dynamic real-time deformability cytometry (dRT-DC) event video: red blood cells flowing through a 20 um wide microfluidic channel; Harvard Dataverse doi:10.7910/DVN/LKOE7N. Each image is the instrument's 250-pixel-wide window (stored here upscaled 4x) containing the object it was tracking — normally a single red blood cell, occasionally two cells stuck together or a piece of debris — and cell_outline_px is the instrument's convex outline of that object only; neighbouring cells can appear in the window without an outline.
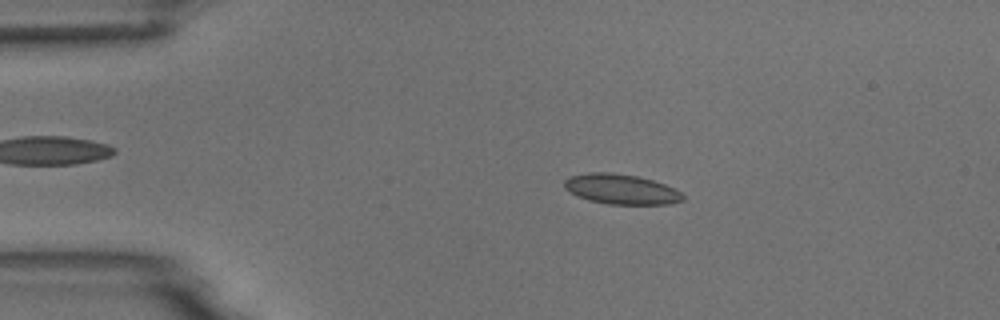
{"species": "common noctule bat (a hibernating species)", "species_latin": "Nyctalus noctula", "temperature_condition": "room temperature", "stored_images_in_passage": 53, "camera_frame_rate_fps": 3000, "um_per_image_px": 0.085, "animal": {"sex": "male", "body_mass_g": 18.8}, "frame": {"image": 1, "passage_image": 10, "time_ms": 3.0, "image_size_px": [1000, 320], "cell_outline_px": [[684, 200], [668, 204], [608, 204], [588, 200], [576, 196], [568, 192], [564, 188], [564, 180], [572, 176], [588, 172], [612, 172], [636, 176], [652, 180], [676, 188], [684, 196]], "centroid_in_image_um": [52.78, 16.08], "position_along_channel_um": 32.2, "area_um2": 20.87}}
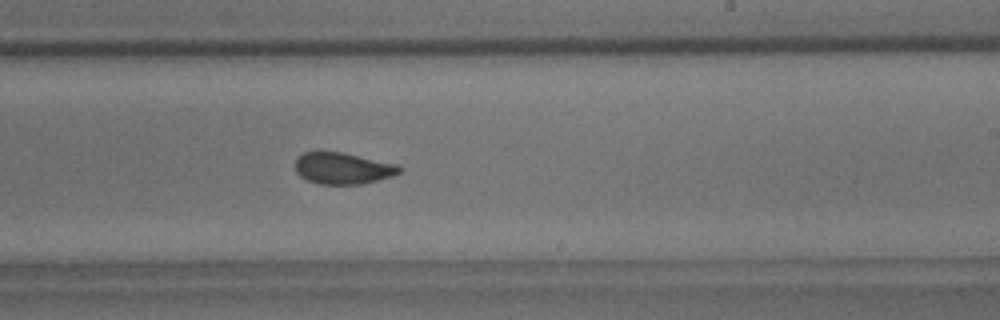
{"frame": {"image": 2, "passage_image": 32, "time_ms": 10.333, "image_size_px": [1000, 320], "cell_outline_px": [[404, 168], [400, 172], [392, 176], [360, 184], [320, 184], [308, 180], [300, 176], [296, 172], [296, 160], [304, 152], [344, 152], [396, 164]], "centroid_in_image_um": [29.16, 14.3], "position_along_channel_um": 259.8, "area_um2": 18.96}}
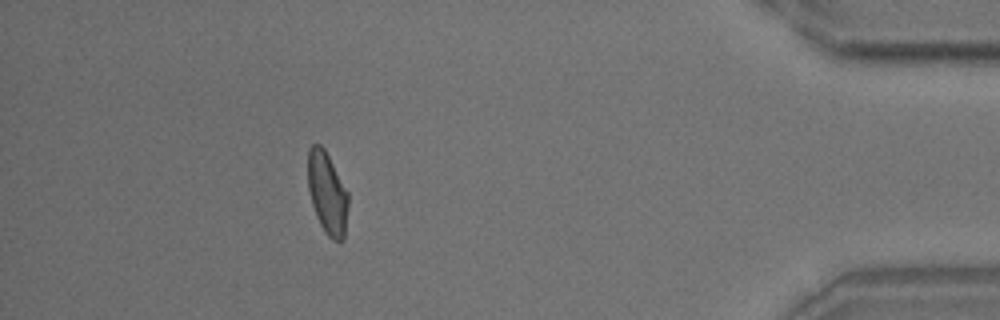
{"frame": {"image": 3, "passage_image": 48, "time_ms": 15.667, "image_size_px": [1000, 320], "cell_outline_px": [[348, 204], [344, 240], [332, 240], [324, 232], [316, 216], [312, 204], [308, 188], [308, 148], [312, 144], [320, 144], [324, 148], [348, 192]], "centroid_in_image_um": [27.81, 16.42], "position_along_channel_um": 407.4, "area_um2": 19.31}, "authors_computed_cell_mechanics": {"area_um2": 19.941, "velocity_mm_per_s": 3.7304, "shape_relaxation_time_tau1_ms": 5.4314, "shape_relaxation_time_tau2_ms": 1.2976, "deformation_change_tau1": 0.1274, "deformation_change_tau2": 0.0748}}